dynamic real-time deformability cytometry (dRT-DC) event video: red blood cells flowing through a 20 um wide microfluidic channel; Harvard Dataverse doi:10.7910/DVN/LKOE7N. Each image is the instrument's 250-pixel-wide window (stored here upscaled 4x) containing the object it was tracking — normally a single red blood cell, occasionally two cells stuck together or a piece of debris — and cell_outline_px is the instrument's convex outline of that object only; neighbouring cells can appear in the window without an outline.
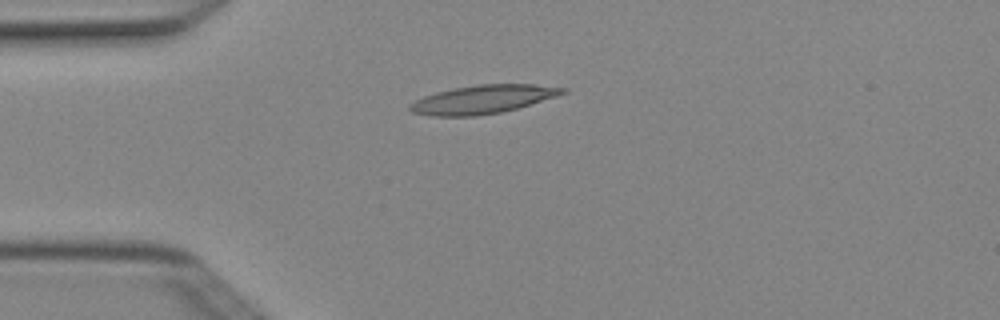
{"species": "Egyptian fruit bat (a non-hibernating species)", "species_latin": "Rousettus aegyptiacus", "temperature_condition": "cold", "stored_images_in_passage": 5, "camera_frame_rate_fps": 3000, "um_per_image_px": 0.085, "animal": {"sex": "female"}, "frame": {"image": 1, "passage_image": 4, "time_ms": 1.0, "image_size_px": [1000, 320], "cell_outline_px": [[568, 92], [556, 96], [516, 108], [500, 112], [476, 116], [432, 116], [412, 112], [408, 108], [408, 104], [424, 96], [436, 92], [452, 88], [476, 84], [532, 84], [568, 88]], "centroid_in_image_um": [41.01, 8.44], "position_along_channel_um": 44.0, "area_um2": 25.26}}